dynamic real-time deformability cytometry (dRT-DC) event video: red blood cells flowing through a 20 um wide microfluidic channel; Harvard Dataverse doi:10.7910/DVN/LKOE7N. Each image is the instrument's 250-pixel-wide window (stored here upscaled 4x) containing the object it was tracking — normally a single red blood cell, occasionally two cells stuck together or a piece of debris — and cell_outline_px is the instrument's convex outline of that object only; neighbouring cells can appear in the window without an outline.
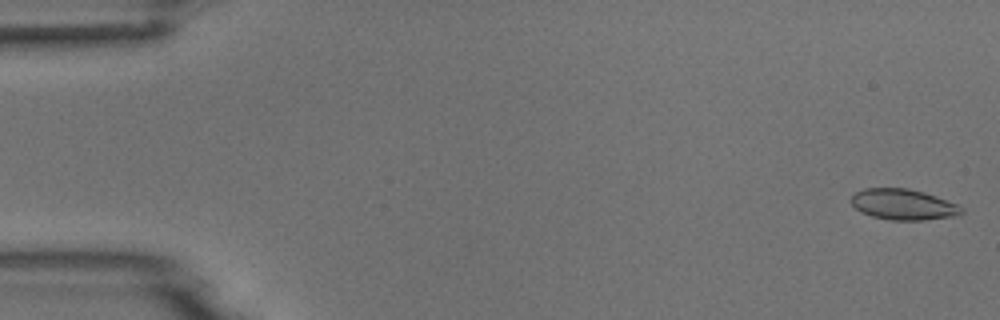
{"species": "common noctule bat (a hibernating species)", "species_latin": "Nyctalus noctula", "temperature_condition": "room temperature", "stored_images_in_passage": 5, "camera_frame_rate_fps": 3000, "um_per_image_px": 0.085, "animal": {"sex": "male", "body_mass_g": 18.8}, "frame": {"image": 1, "passage_image": 1, "time_ms": 0.0, "image_size_px": [1000, 320], "cell_outline_px": [[964, 212], [956, 216], [924, 220], [888, 220], [872, 216], [860, 212], [852, 204], [852, 196], [856, 192], [864, 188], [908, 188], [924, 192], [936, 196], [956, 204], [964, 208]], "centroid_in_image_um": [76.79, 17.38], "position_along_channel_um": 8.2, "area_um2": 19.83}}
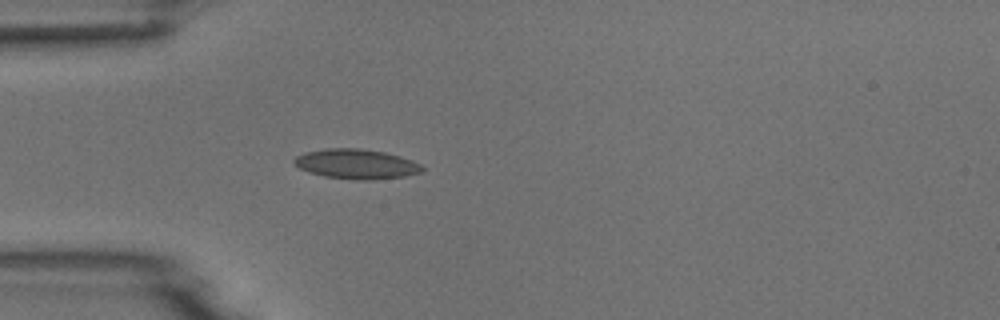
{"frame": {"image": 2, "passage_image": 5, "time_ms": 4.667, "image_size_px": [1000, 320], "cell_outline_px": [[424, 172], [404, 176], [368, 180], [356, 180], [324, 176], [308, 172], [300, 168], [292, 160], [296, 156], [304, 152], [328, 148], [360, 148], [384, 152], [400, 156], [412, 160], [420, 164], [424, 168]], "centroid_in_image_um": [30.29, 13.94], "position_along_channel_um": 54.7, "area_um2": 22.25}}